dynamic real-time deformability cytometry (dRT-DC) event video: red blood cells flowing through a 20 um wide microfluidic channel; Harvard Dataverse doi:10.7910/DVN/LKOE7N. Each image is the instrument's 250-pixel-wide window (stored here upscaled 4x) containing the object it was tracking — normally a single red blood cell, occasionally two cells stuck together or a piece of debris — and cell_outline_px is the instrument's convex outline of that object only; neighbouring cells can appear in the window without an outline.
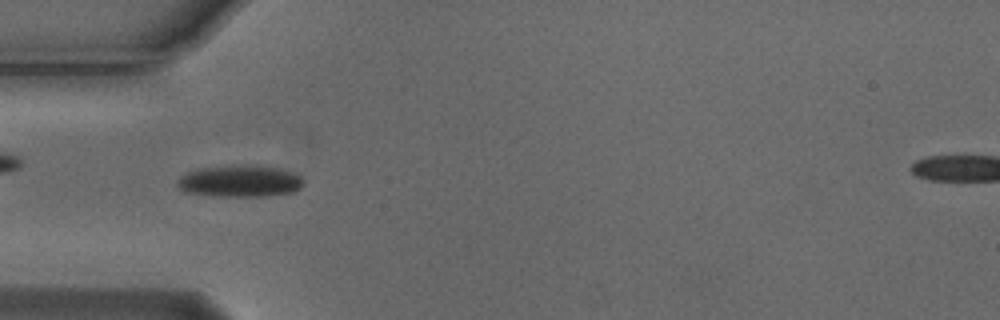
{"species": "Egyptian fruit bat (a non-hibernating species)", "species_latin": "Rousettus aegyptiacus", "temperature_condition": "cold", "stored_images_in_passage": 53, "camera_frame_rate_fps": 3000, "um_per_image_px": 0.085, "animal": {"sex": "male"}, "frame": {"image": 1, "passage_image": 15, "time_ms": 4.667, "image_size_px": [1000, 320], "cell_outline_px": [[304, 180], [300, 188], [292, 192], [264, 196], [212, 196], [184, 192], [176, 188], [176, 180], [180, 176], [196, 168], [276, 168], [300, 176]], "centroid_in_image_um": [20.29, 15.46], "position_along_channel_um": 64.7, "area_um2": 22.31}}
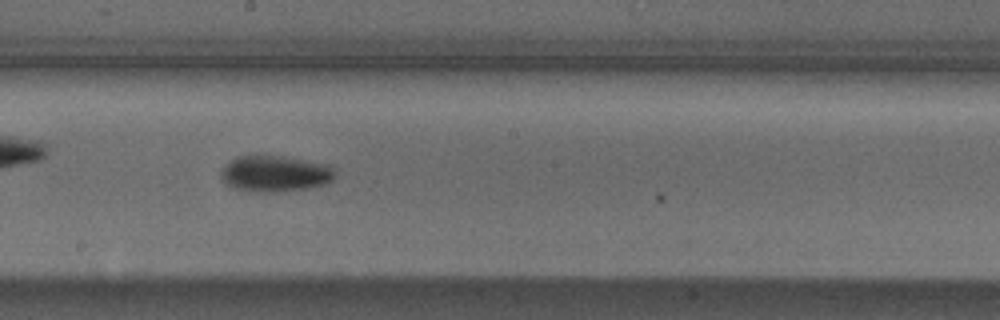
{"frame": {"image": 2, "passage_image": 28, "time_ms": 9.0, "image_size_px": [1000, 320], "cell_outline_px": [[336, 176], [332, 180], [324, 184], [304, 188], [276, 192], [256, 192], [232, 188], [220, 176], [220, 172], [236, 156], [284, 156], [328, 164], [336, 172]], "centroid_in_image_um": [23.4, 14.76], "position_along_channel_um": 224.8, "area_um2": 23.81}}
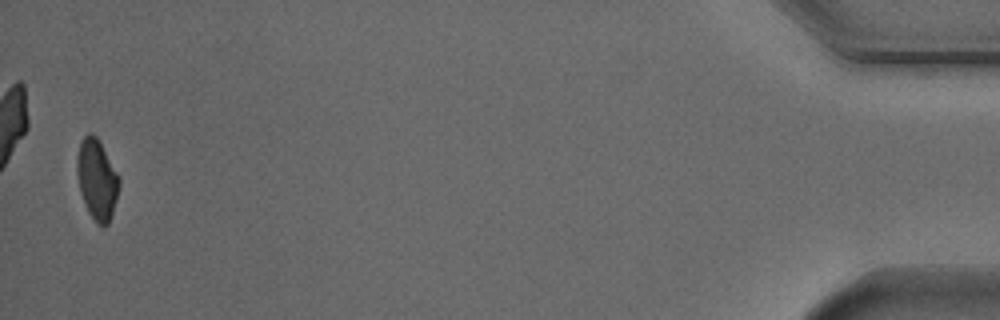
{"frame": {"image": 3, "passage_image": 52, "time_ms": 17.0, "image_size_px": [1000, 320], "cell_outline_px": [[120, 184], [112, 212], [108, 224], [104, 228], [88, 212], [84, 204], [80, 192], [76, 172], [76, 160], [80, 140], [88, 132], [92, 132], [96, 136], [120, 176]], "centroid_in_image_um": [8.22, 15.21], "position_along_channel_um": 427.0, "area_um2": 19.77}, "authors_computed_cell_mechanics": {"area_um2": 21.0392, "velocity_mm_per_s": 3.7145, "shape_relaxation_time_tau1_ms": 2.4171, "shape_relaxation_time_tau2_ms": null, "deformation_change_tau1": 0.1011, "deformation_change_tau2": null}}